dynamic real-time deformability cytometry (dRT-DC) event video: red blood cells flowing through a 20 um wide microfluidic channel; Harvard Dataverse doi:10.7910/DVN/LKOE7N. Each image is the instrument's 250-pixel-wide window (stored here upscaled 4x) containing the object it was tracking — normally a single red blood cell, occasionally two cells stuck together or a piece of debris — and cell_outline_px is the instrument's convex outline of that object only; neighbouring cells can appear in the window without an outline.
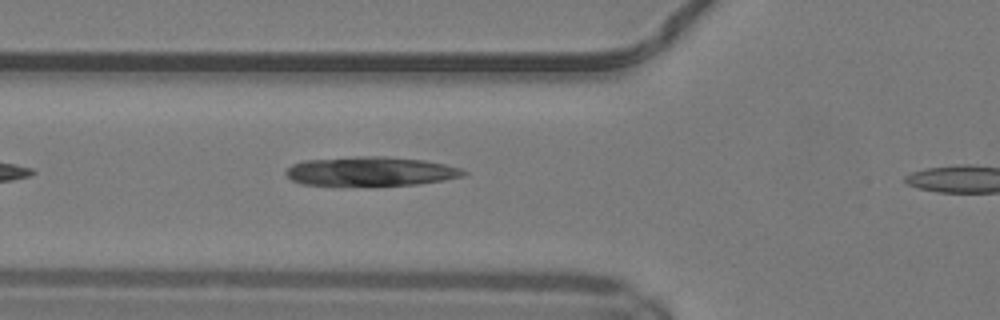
{"species": "common noctule bat (a hibernating species)", "species_latin": "Nyctalus noctula", "temperature_condition": "warm", "stored_images_in_passage": 4, "camera_frame_rate_fps": 3000, "um_per_image_px": 0.085, "animal": {"sex": "male", "body_mass_g": 19.2, "forearm_length_mm": 51.8}, "frame": {"image": 1, "passage_image": 3, "time_ms": 0.667, "image_size_px": [1000, 320], "cell_outline_px": [[468, 172], [464, 176], [444, 180], [420, 184], [304, 184], [292, 180], [284, 172], [292, 164], [304, 160], [356, 156], [388, 156], [424, 160], [444, 164], [460, 168]], "centroid_in_image_um": [31.54, 14.53], "position_along_channel_um": 94.3, "area_um2": 29.77}}